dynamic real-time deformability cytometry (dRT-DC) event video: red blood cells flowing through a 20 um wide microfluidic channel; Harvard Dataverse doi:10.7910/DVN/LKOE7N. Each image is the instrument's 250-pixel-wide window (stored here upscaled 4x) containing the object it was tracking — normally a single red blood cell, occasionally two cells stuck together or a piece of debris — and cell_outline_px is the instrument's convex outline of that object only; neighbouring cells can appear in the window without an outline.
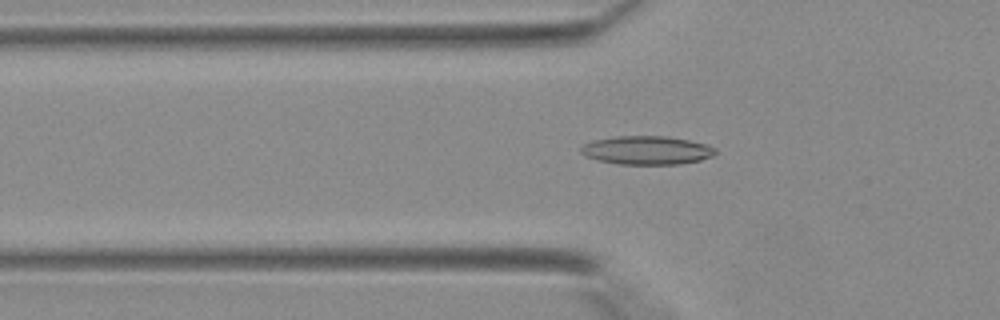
{"species": "Egyptian fruit bat (a non-hibernating species)", "species_latin": "Rousettus aegyptiacus", "temperature_condition": "warm", "stored_images_in_passage": 27, "camera_frame_rate_fps": 3000, "um_per_image_px": 0.085, "animal": {"sex": "female"}, "frame": {"image": 1, "passage_image": 3, "time_ms": 0.667, "image_size_px": [1000, 320], "cell_outline_px": [[716, 152], [712, 156], [700, 160], [680, 164], [620, 164], [600, 160], [584, 156], [580, 152], [580, 148], [584, 144], [592, 140], [616, 136], [668, 136], [708, 144], [716, 148]], "centroid_in_image_um": [54.98, 12.76], "position_along_channel_um": 70.8, "area_um2": 22.43}}
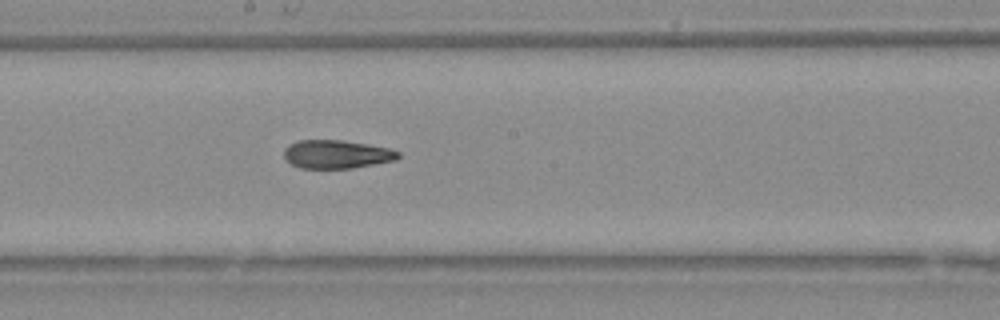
{"frame": {"image": 2, "passage_image": 12, "time_ms": 3.667, "image_size_px": [1000, 320], "cell_outline_px": [[400, 156], [396, 160], [352, 168], [300, 168], [284, 160], [284, 148], [288, 144], [296, 140], [344, 140], [368, 144], [388, 148], [400, 152]], "centroid_in_image_um": [28.58, 13.1], "position_along_channel_um": 219.6, "area_um2": 19.07}}
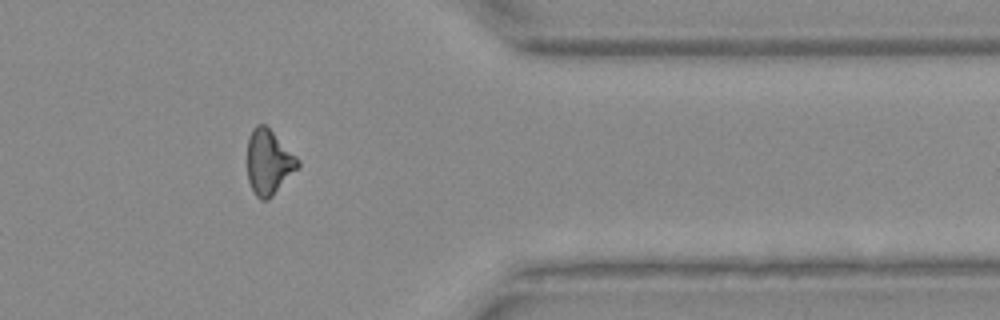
{"frame": {"image": 3, "passage_image": 23, "time_ms": 7.333, "image_size_px": [1000, 320], "cell_outline_px": [[300, 164], [272, 196], [268, 200], [260, 200], [252, 192], [248, 180], [248, 136], [252, 128], [256, 124], [264, 124], [300, 160]], "centroid_in_image_um": [22.8, 13.79], "position_along_channel_um": 388.6, "area_um2": 18.84}}